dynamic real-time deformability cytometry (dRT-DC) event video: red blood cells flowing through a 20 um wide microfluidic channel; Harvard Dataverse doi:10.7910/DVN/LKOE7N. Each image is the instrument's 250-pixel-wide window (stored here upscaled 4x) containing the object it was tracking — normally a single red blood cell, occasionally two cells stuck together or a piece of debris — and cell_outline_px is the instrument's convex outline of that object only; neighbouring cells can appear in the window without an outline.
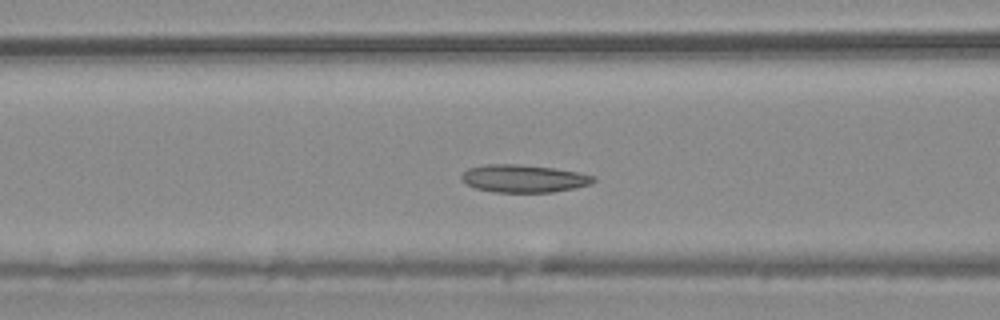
{"species": "common noctule bat (a hibernating species)", "species_latin": "Nyctalus noctula", "temperature_condition": "warm", "stored_images_in_passage": 41, "camera_frame_rate_fps": 3000, "um_per_image_px": 0.085, "animal": {"sex": "male", "body_mass_g": 20.4}, "frame": {"image": 1, "passage_image": 9, "time_ms": 2.667, "image_size_px": [1000, 320], "cell_outline_px": [[596, 180], [592, 184], [552, 192], [492, 192], [476, 188], [464, 184], [460, 180], [460, 176], [468, 168], [484, 164], [520, 164], [552, 168], [580, 172], [596, 176]], "centroid_in_image_um": [44.49, 15.17], "position_along_channel_um": 122.1, "area_um2": 21.5}}
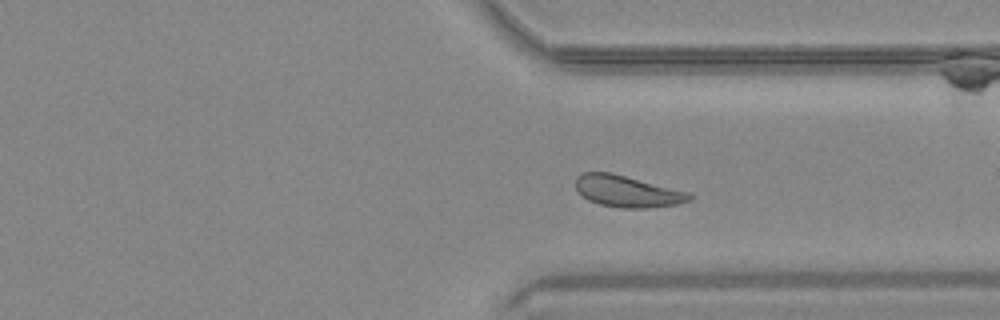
{"frame": {"image": 2, "passage_image": 28, "time_ms": 9.0, "image_size_px": [1000, 320], "cell_outline_px": [[692, 200], [676, 204], [648, 208], [620, 208], [600, 204], [588, 200], [576, 192], [576, 176], [584, 172], [612, 172], [688, 192], [692, 196]], "centroid_in_image_um": [53.28, 16.26], "position_along_channel_um": 358.1, "area_um2": 20.98}}
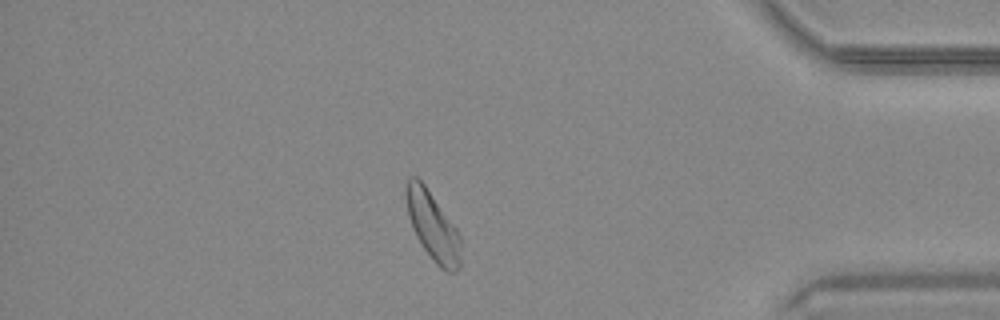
{"frame": {"image": 3, "passage_image": 34, "time_ms": 11.0, "image_size_px": [1000, 320], "cell_outline_px": [[460, 264], [456, 272], [448, 272], [440, 268], [432, 260], [416, 236], [408, 216], [404, 196], [404, 188], [408, 176], [416, 176], [424, 184], [456, 228], [460, 236]], "centroid_in_image_um": [36.74, 19.19], "position_along_channel_um": 398.5, "area_um2": 21.85}, "authors_computed_cell_mechanics": {"area_um2": 21.097, "velocity_mm_per_s": 3.7207, "shape_relaxation_time_tau1_ms": null, "shape_relaxation_time_tau2_ms": 6.0531, "deformation_change_tau1": null, "deformation_change_tau2": 0.0997}}